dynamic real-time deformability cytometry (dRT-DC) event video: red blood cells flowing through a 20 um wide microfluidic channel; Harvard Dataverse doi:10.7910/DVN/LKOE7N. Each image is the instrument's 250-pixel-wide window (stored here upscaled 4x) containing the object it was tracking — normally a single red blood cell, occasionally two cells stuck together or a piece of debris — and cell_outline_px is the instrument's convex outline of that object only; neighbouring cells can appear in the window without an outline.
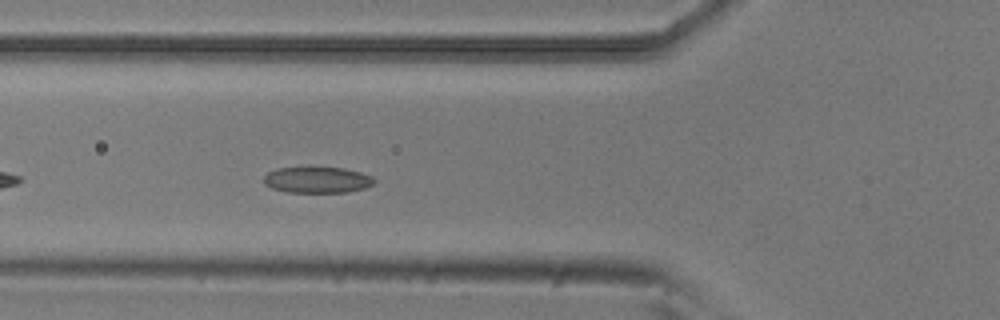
{"species": "common noctule bat (a hibernating species)", "species_latin": "Nyctalus noctula", "temperature_condition": "room temperature", "stored_images_in_passage": 33, "camera_frame_rate_fps": 3000, "um_per_image_px": 0.085, "animal": {"sex": "male", "body_mass_g": 20.5, "forearm_length_mm": 52.5}, "frame": {"image": 1, "passage_image": 6, "time_ms": 1.667, "image_size_px": [1000, 320], "cell_outline_px": [[376, 180], [372, 184], [364, 188], [348, 192], [288, 192], [272, 188], [264, 184], [264, 176], [268, 172], [276, 168], [344, 168], [360, 172], [372, 176]], "centroid_in_image_um": [26.96, 15.29], "position_along_channel_um": 98.8, "area_um2": 16.65}}
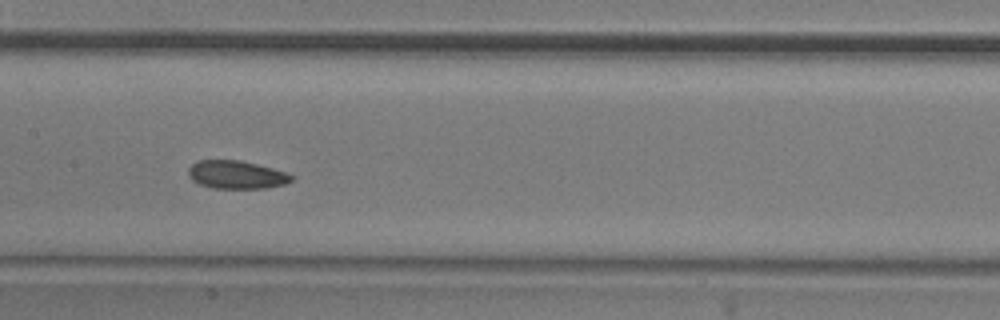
{"frame": {"image": 2, "passage_image": 13, "time_ms": 4.0, "image_size_px": [1000, 320], "cell_outline_px": [[292, 180], [284, 184], [264, 188], [216, 188], [200, 184], [192, 180], [188, 176], [188, 168], [196, 160], [240, 160], [272, 168], [284, 172], [292, 176]], "centroid_in_image_um": [20.04, 14.84], "position_along_channel_um": 187.4, "area_um2": 16.7}}
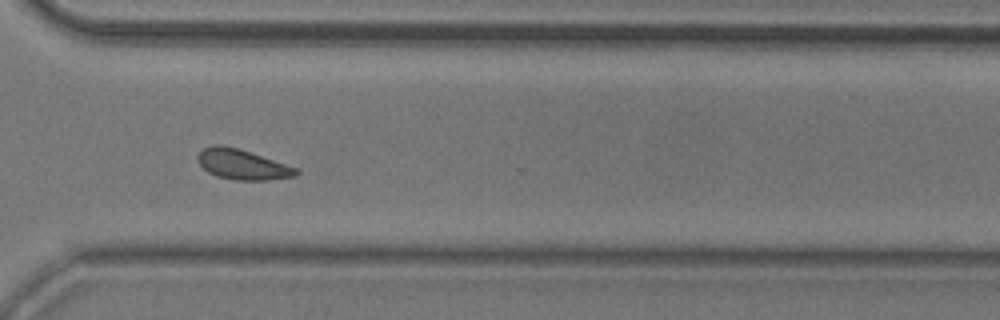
{"frame": {"image": 3, "passage_image": 26, "time_ms": 8.333, "image_size_px": [1000, 320], "cell_outline_px": [[300, 172], [296, 176], [268, 180], [232, 180], [216, 176], [208, 172], [200, 164], [196, 156], [204, 148], [212, 144], [220, 144], [236, 148], [300, 168]], "centroid_in_image_um": [20.62, 13.99], "position_along_channel_um": 350.0, "area_um2": 17.34}, "authors_computed_cell_mechanics": {"area_um2": 17.1666, "velocity_mm_per_s": 3.7692, "shape_relaxation_time_tau1_ms": 5.4894, "shape_relaxation_time_tau2_ms": 5.1753, "deformation_change_tau1": 0.0865, "deformation_change_tau2": 0.123}}